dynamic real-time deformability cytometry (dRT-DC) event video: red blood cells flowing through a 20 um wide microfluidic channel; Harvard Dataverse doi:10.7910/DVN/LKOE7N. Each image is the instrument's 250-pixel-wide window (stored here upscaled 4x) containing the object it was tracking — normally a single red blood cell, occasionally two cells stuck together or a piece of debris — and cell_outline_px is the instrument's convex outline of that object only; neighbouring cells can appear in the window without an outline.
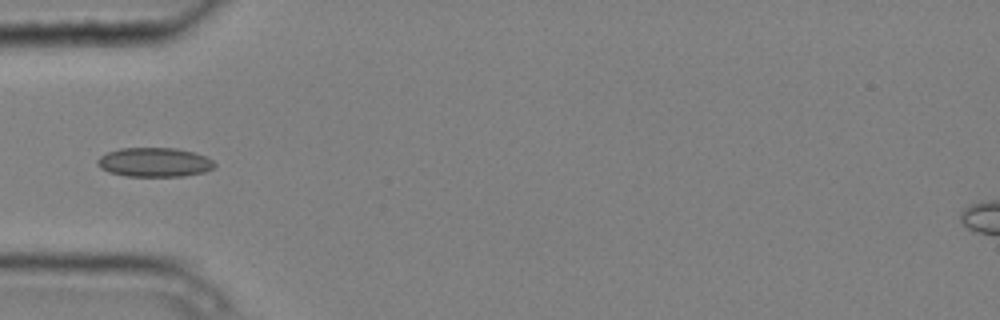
{"species": "common noctule bat (a hibernating species)", "species_latin": "Nyctalus noctula", "temperature_condition": "cold", "stored_images_in_passage": 3, "camera_frame_rate_fps": 3000, "um_per_image_px": 0.085, "animal": {"sex": "male", "body_mass_g": 20.4}, "frame": {"image": 1, "passage_image": 3, "time_ms": 0.667, "image_size_px": [1000, 320], "cell_outline_px": [[216, 164], [212, 168], [204, 172], [184, 176], [124, 176], [108, 172], [100, 168], [96, 164], [96, 160], [100, 156], [108, 152], [120, 148], [176, 148], [192, 152], [204, 156], [212, 160]], "centroid_in_image_um": [13.08, 13.79], "position_along_channel_um": 71.9, "area_um2": 19.94}}